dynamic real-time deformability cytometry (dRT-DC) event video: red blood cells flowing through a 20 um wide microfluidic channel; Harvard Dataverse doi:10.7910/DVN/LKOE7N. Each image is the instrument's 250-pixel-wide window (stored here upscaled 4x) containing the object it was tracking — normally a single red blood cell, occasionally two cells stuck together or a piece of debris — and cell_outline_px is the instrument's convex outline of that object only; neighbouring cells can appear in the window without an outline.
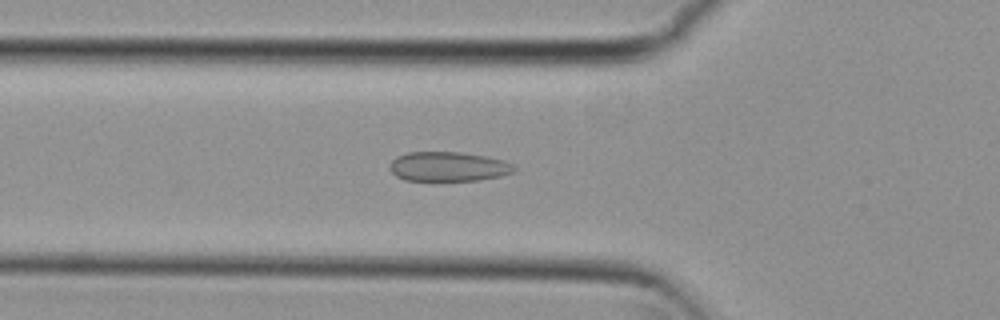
{"species": "common noctule bat (a hibernating species)", "species_latin": "Nyctalus noctula", "temperature_condition": "cold", "stored_images_in_passage": 41, "camera_frame_rate_fps": 3000, "um_per_image_px": 0.085, "animal": {"sex": "female", "body_mass_g": 29.2, "forearm_length_mm": 56.3}, "frame": {"image": 1, "passage_image": 11, "time_ms": 3.333, "image_size_px": [1000, 320], "cell_outline_px": [[516, 168], [512, 172], [500, 176], [480, 180], [404, 180], [396, 176], [388, 168], [388, 164], [396, 156], [408, 152], [460, 152], [484, 156], [504, 160], [512, 164]], "centroid_in_image_um": [38.06, 14.15], "position_along_channel_um": 87.7, "area_um2": 21.39}}
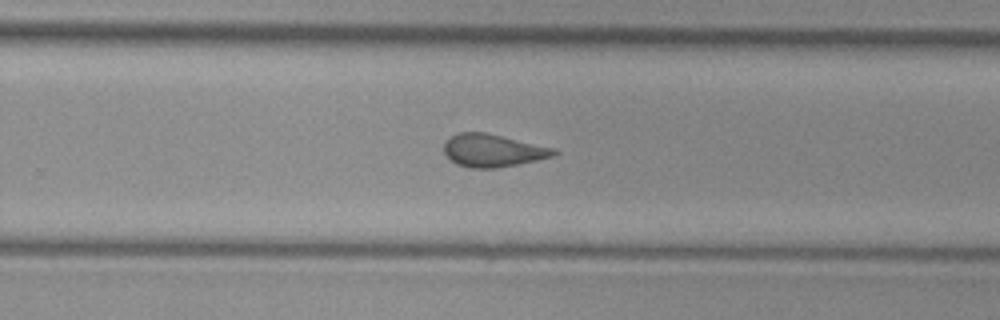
{"frame": {"image": 2, "passage_image": 27, "time_ms": 8.667, "image_size_px": [1000, 320], "cell_outline_px": [[560, 152], [552, 156], [536, 160], [496, 168], [468, 168], [456, 164], [444, 152], [444, 140], [448, 136], [460, 132], [484, 132], [556, 148]], "centroid_in_image_um": [41.86, 12.78], "position_along_channel_um": 287.9, "area_um2": 20.98}}
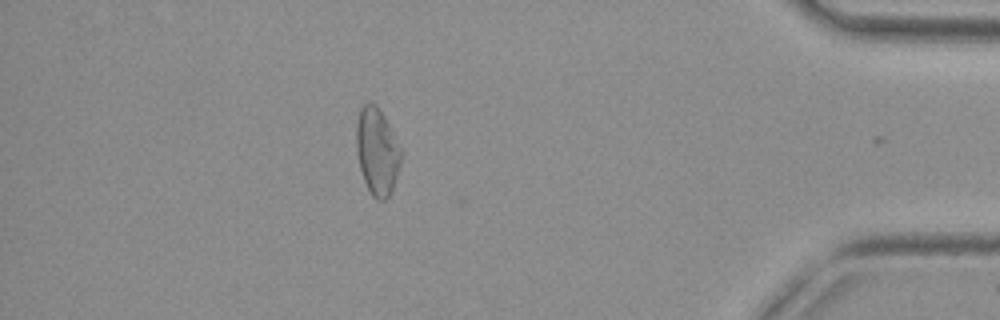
{"frame": {"image": 3, "passage_image": 40, "time_ms": 13.0, "image_size_px": [1000, 320], "cell_outline_px": [[400, 164], [392, 188], [388, 196], [384, 200], [376, 200], [372, 196], [364, 180], [360, 168], [356, 152], [356, 124], [360, 108], [364, 104], [376, 104], [388, 124], [400, 148]], "centroid_in_image_um": [32.02, 12.88], "position_along_channel_um": 403.2, "area_um2": 22.14}, "authors_computed_cell_mechanics": {"area_um2": 21.386, "velocity_mm_per_s": 3.7444, "shape_relaxation_time_tau1_ms": null, "shape_relaxation_time_tau2_ms": 1.5511, "deformation_change_tau1": null, "deformation_change_tau2": 0.0849}}